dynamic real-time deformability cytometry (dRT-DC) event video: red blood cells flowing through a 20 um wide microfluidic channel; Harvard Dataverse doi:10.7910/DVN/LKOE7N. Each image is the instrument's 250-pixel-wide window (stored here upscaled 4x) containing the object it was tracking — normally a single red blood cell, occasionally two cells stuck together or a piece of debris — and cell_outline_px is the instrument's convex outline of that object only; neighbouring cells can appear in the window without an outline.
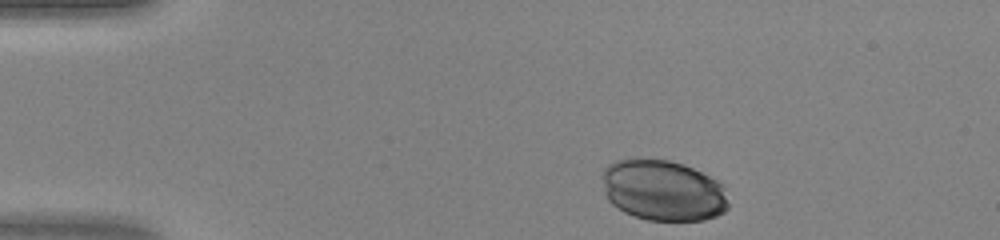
{"species": "human", "species_latin": "Homo sapiens", "temperature_condition": "warm", "stored_images_in_passage": 39, "camera_frame_rate_fps": 3000, "um_per_image_px": 0.085, "donor": {"sex": "female"}, "frame": {"image": 1, "passage_image": 1, "time_ms": 0.0, "image_size_px": [1000, 240], "cell_outline_px": [[728, 208], [724, 212], [716, 216], [704, 220], [648, 220], [624, 212], [612, 204], [608, 200], [604, 180], [604, 168], [608, 164], [616, 160], [668, 160], [684, 164], [716, 180], [724, 188], [728, 204]], "centroid_in_image_um": [56.39, 16.2], "position_along_channel_um": 28.6, "area_um2": 44.1}}
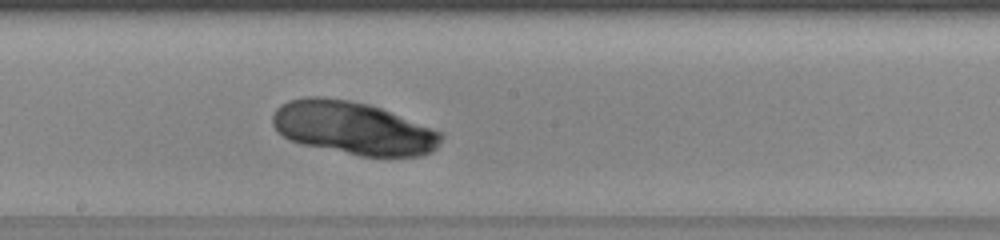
{"frame": {"image": 2, "passage_image": 19, "time_ms": 6.0, "image_size_px": [1000, 240], "cell_outline_px": [[444, 136], [436, 148], [432, 152], [420, 156], [360, 156], [300, 144], [288, 140], [276, 132], [272, 124], [272, 116], [276, 108], [280, 104], [288, 100], [308, 96], [320, 96], [348, 100], [368, 104], [380, 108], [444, 132]], "centroid_in_image_um": [29.99, 10.89], "position_along_channel_um": 218.2, "area_um2": 52.42}}
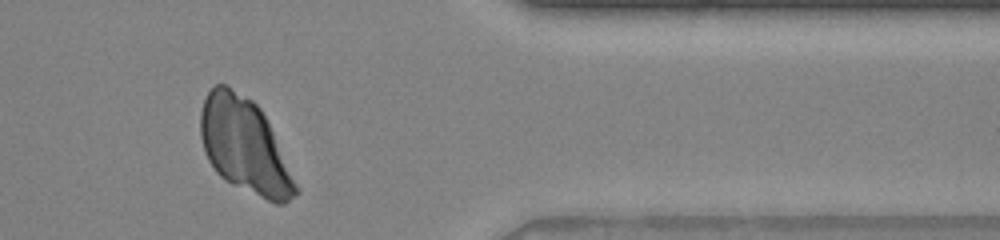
{"frame": {"image": 3, "passage_image": 32, "time_ms": 10.333, "image_size_px": [1000, 240], "cell_outline_px": [[300, 188], [284, 204], [276, 204], [232, 184], [224, 180], [216, 172], [208, 160], [204, 152], [200, 136], [200, 112], [204, 100], [208, 92], [216, 84], [228, 84], [252, 100], [260, 108]], "centroid_in_image_um": [20.76, 12.39], "position_along_channel_um": 390.6, "area_um2": 52.14}}